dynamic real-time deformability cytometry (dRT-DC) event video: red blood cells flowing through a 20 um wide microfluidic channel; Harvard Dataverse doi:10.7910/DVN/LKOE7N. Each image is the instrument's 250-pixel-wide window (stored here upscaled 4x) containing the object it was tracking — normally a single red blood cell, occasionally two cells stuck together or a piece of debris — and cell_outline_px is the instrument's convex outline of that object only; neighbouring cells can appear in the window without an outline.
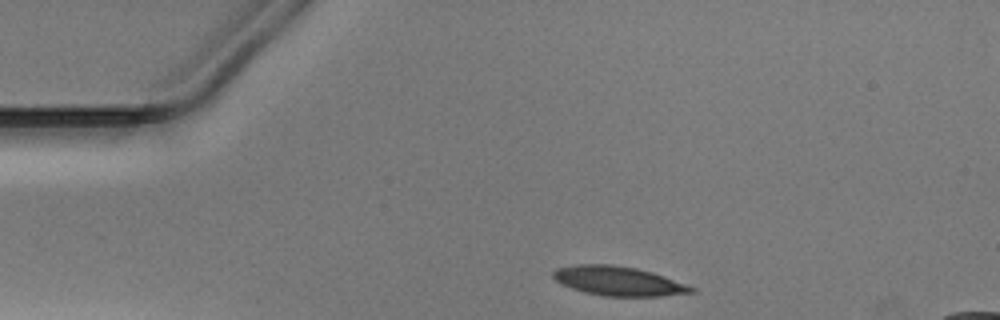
{"species": "Egyptian fruit bat (a non-hibernating species)", "species_latin": "Rousettus aegyptiacus", "temperature_condition": "warm", "stored_images_in_passage": 31, "camera_frame_rate_fps": 3000, "um_per_image_px": 0.085, "animal": {"sex": "male"}, "frame": {"image": 1, "passage_image": 1, "time_ms": 0.0, "image_size_px": [1000, 320], "cell_outline_px": [[696, 292], [660, 296], [604, 296], [584, 292], [572, 288], [556, 280], [552, 276], [552, 272], [556, 268], [576, 264], [612, 264], [636, 268], [652, 272], [696, 288]], "centroid_in_image_um": [52.55, 23.88], "position_along_channel_um": 32.5, "area_um2": 23.47}}
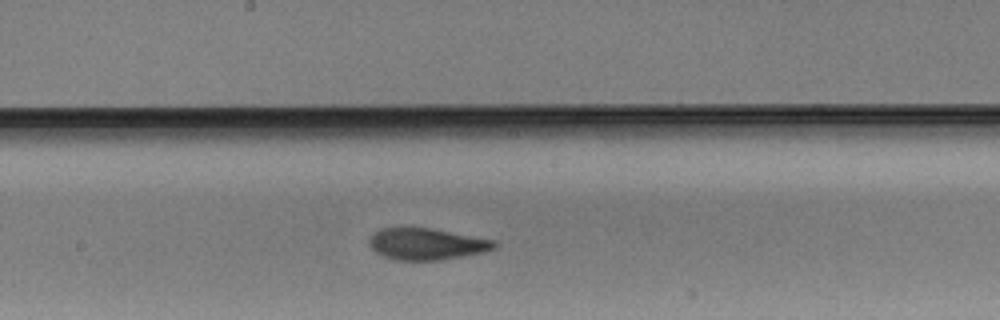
{"frame": {"image": 2, "passage_image": 18, "time_ms": 5.667, "image_size_px": [1000, 320], "cell_outline_px": [[500, 244], [496, 248], [484, 252], [464, 256], [440, 260], [396, 260], [384, 256], [376, 252], [368, 244], [368, 240], [372, 232], [380, 228], [432, 228], [496, 240]], "centroid_in_image_um": [36.29, 20.73], "position_along_channel_um": 211.9, "area_um2": 23.29}}
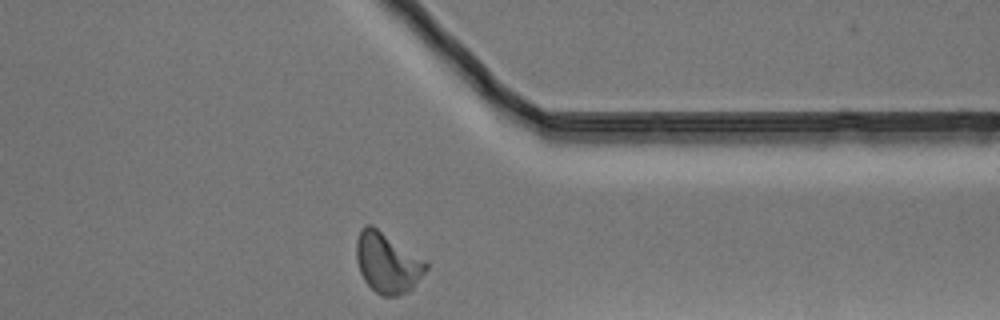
{"frame": {"image": 3, "passage_image": 31, "time_ms": 10.0, "image_size_px": [1000, 320], "cell_outline_px": [[428, 268], [412, 288], [408, 292], [396, 296], [384, 296], [376, 292], [364, 280], [360, 272], [356, 260], [356, 240], [360, 228], [368, 224], [372, 224], [424, 260], [428, 264]], "centroid_in_image_um": [32.9, 22.33], "position_along_channel_um": 378.5, "area_um2": 24.33}}